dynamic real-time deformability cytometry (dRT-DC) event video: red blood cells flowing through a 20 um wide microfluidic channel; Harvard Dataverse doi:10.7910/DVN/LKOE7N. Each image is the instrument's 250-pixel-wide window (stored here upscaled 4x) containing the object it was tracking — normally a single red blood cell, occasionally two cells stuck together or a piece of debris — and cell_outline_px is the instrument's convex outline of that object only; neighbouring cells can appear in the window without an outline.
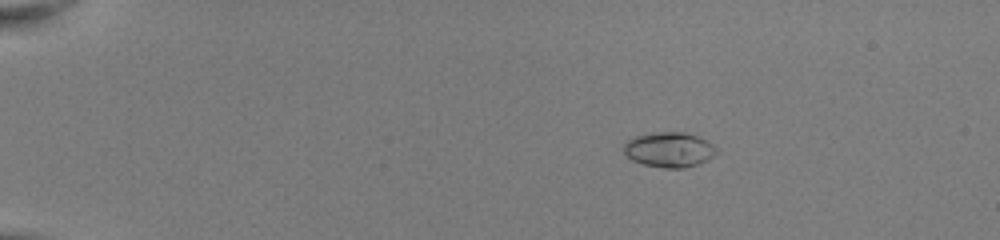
{"species": "common noctule bat (a hibernating species)", "species_latin": "Nyctalus noctula", "temperature_condition": "room temperature", "stored_images_in_passage": 52, "camera_frame_rate_fps": 3000, "um_per_image_px": 0.085, "animal": {"sex": "female", "body_mass_g": 22.0, "forearm_length_mm": 56.7}, "frame": {"image": 1, "passage_image": 10, "time_ms": 3.0, "image_size_px": [1000, 240], "cell_outline_px": [[720, 152], [708, 160], [684, 168], [664, 168], [644, 164], [632, 160], [620, 148], [628, 140], [636, 136], [660, 132], [684, 132], [708, 140]], "centroid_in_image_um": [56.9, 12.72], "position_along_channel_um": 28.1, "area_um2": 18.96}}
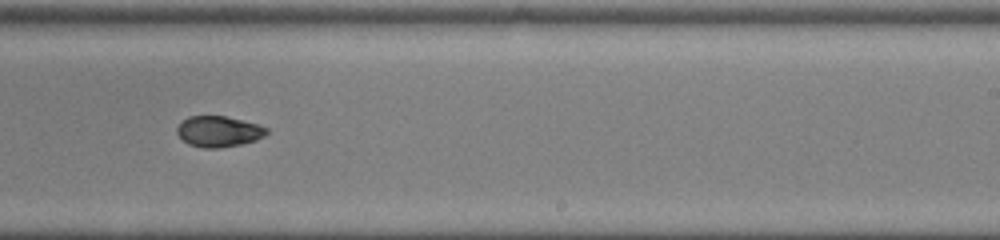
{"frame": {"image": 2, "passage_image": 35, "time_ms": 11.333, "image_size_px": [1000, 240], "cell_outline_px": [[268, 132], [264, 136], [256, 140], [240, 144], [220, 148], [204, 148], [188, 144], [176, 132], [176, 128], [188, 116], [224, 116], [244, 120], [268, 128]], "centroid_in_image_um": [18.59, 11.17], "position_along_channel_um": 270.4, "area_um2": 16.01}}
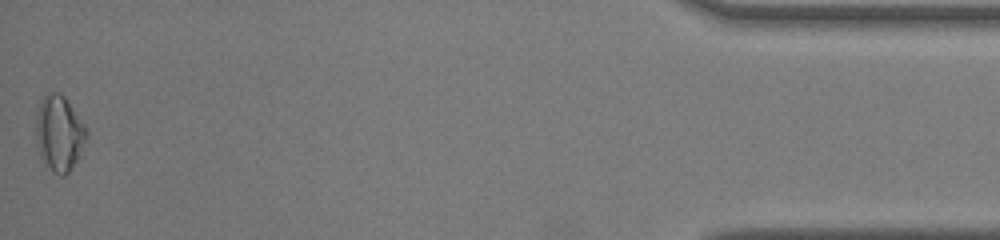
{"frame": {"image": 3, "passage_image": 52, "time_ms": 17.0, "image_size_px": [1000, 240], "cell_outline_px": [[88, 136], [80, 156], [68, 172], [64, 176], [60, 176], [52, 172], [40, 156], [36, 140], [36, 112], [40, 100], [48, 92], [60, 92], [64, 96], [84, 124], [88, 132]], "centroid_in_image_um": [5.03, 11.33], "position_along_channel_um": 430.2, "area_um2": 22.43}, "authors_computed_cell_mechanics": {"area_um2": 17.3978, "velocity_mm_per_s": 4.0741, "shape_relaxation_time_tau1_ms": 4.8551, "shape_relaxation_time_tau2_ms": 2.724, "deformation_change_tau1": 0.1548, "deformation_change_tau2": 0.046}}